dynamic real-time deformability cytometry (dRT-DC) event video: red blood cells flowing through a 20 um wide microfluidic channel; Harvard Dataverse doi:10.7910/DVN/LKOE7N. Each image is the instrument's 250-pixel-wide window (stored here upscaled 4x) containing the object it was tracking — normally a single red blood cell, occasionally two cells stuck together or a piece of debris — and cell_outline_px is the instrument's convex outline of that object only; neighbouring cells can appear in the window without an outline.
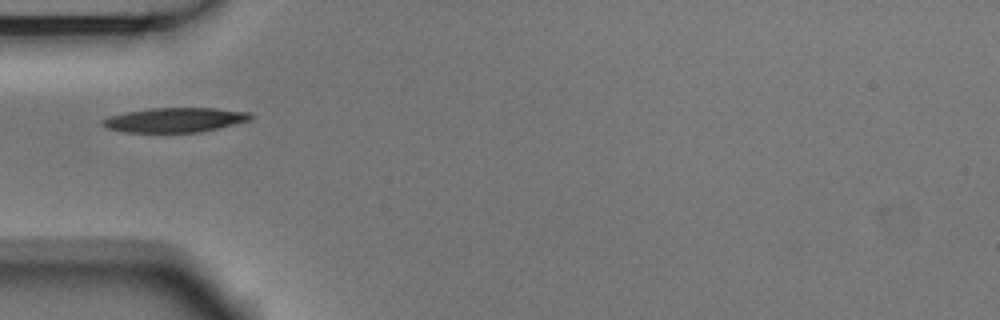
{"species": "Egyptian fruit bat (a non-hibernating species)", "species_latin": "Rousettus aegyptiacus", "temperature_condition": "room temperature", "stored_images_in_passage": 7, "camera_frame_rate_fps": 3000, "um_per_image_px": 0.085, "animal": {"sex": "male"}, "frame": {"image": 1, "passage_image": 4, "time_ms": 1.0, "image_size_px": [1000, 320], "cell_outline_px": [[252, 120], [200, 132], [124, 132], [104, 128], [100, 124], [100, 120], [108, 116], [128, 112], [152, 108], [216, 108], [252, 112]], "centroid_in_image_um": [14.85, 10.19], "position_along_channel_um": 70.1, "area_um2": 21.33}}
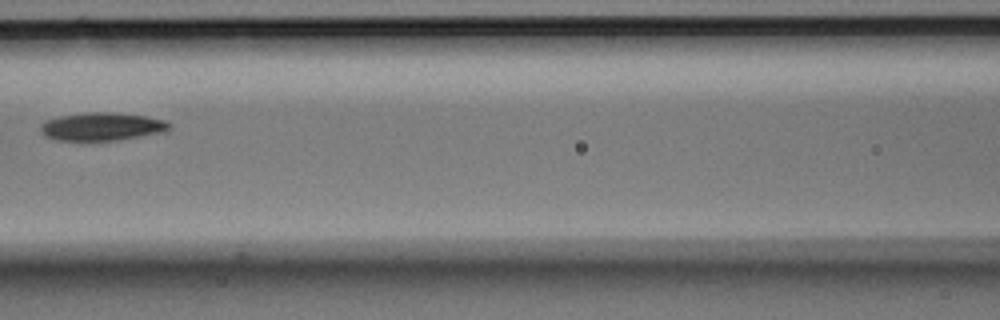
{"frame": {"image": 2, "passage_image": 6, "time_ms": 1.667, "image_size_px": [1000, 320], "cell_outline_px": [[172, 128], [168, 132], [116, 140], [56, 140], [44, 136], [40, 132], [40, 124], [44, 120], [60, 116], [84, 112], [108, 112], [144, 116], [164, 120], [172, 124]], "centroid_in_image_um": [8.66, 10.76], "position_along_channel_um": 157.9, "area_um2": 21.27}}
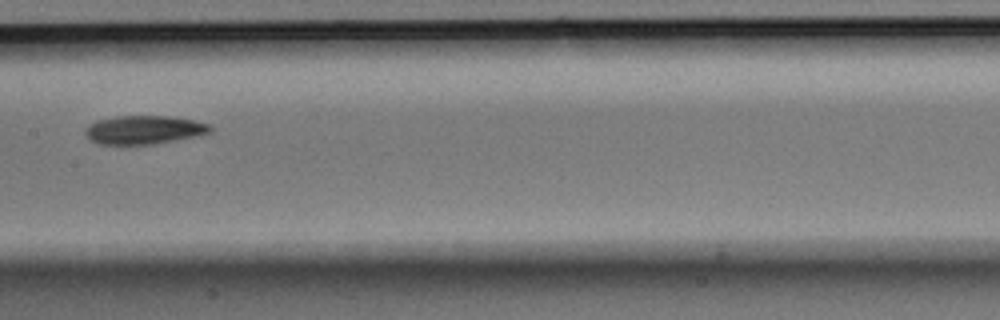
{"frame": {"image": 3, "passage_image": 7, "time_ms": 2.0, "image_size_px": [1000, 320], "cell_outline_px": [[212, 128], [208, 132], [200, 136], [156, 144], [100, 144], [92, 140], [84, 132], [84, 128], [88, 124], [96, 120], [116, 116], [172, 116], [192, 120], [208, 124]], "centroid_in_image_um": [12.23, 11.03], "position_along_channel_um": 195.2, "area_um2": 20.87}}